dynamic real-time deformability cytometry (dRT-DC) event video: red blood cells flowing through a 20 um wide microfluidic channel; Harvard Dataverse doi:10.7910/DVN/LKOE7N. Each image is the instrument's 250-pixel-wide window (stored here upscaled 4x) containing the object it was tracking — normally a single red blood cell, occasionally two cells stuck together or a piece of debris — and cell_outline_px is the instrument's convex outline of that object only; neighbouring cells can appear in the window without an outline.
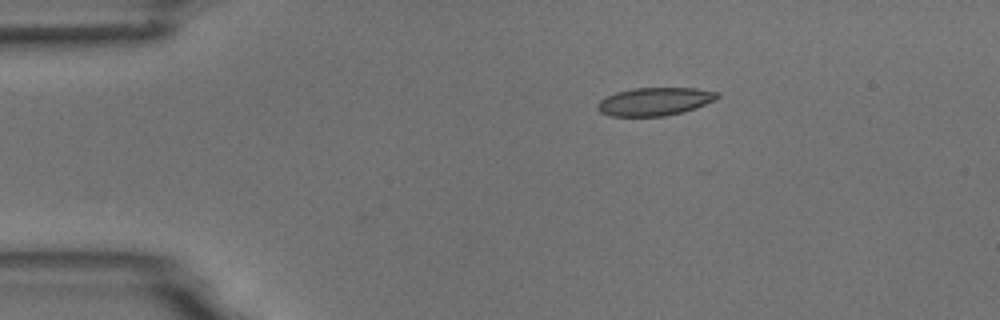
{"species": "common noctule bat (a hibernating species)", "species_latin": "Nyctalus noctula", "temperature_condition": "room temperature", "stored_images_in_passage": 2, "camera_frame_rate_fps": 3000, "um_per_image_px": 0.085, "animal": {"sex": "male", "body_mass_g": 18.8}, "frame": {"image": 1, "passage_image": 2, "time_ms": 2.0, "image_size_px": [1000, 320], "cell_outline_px": [[720, 96], [716, 100], [696, 108], [684, 112], [664, 116], [608, 116], [600, 112], [596, 108], [596, 104], [604, 96], [616, 92], [632, 88], [696, 88], [720, 92]], "centroid_in_image_um": [55.65, 8.63], "position_along_channel_um": 29.4, "area_um2": 19.94}}